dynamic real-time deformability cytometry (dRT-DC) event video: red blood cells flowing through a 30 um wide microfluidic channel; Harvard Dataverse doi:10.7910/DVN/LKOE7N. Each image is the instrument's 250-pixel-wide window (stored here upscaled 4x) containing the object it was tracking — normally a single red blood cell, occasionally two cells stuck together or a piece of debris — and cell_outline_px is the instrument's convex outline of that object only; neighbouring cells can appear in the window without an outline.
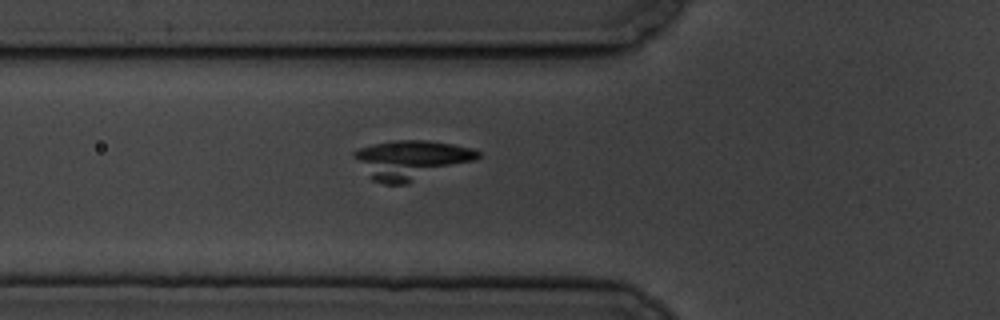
{"species": "common noctule bat (a hibernating species)", "species_latin": "Nyctalus noctula", "temperature_condition": "cold", "stored_images_in_passage": 7, "camera_frame_rate_fps": 3000, "um_per_image_px": 0.085, "animal": {"sex": "male", "body_mass_g": 19.5, "forearm_length_mm": 54.6}, "frame": {"image": 1, "passage_image": 7, "time_ms": 7.667, "image_size_px": [1000, 320], "cell_outline_px": [[480, 156], [476, 160], [408, 184], [384, 184], [372, 180], [352, 156], [352, 152], [360, 148], [392, 140], [424, 140], [452, 144], [472, 148], [480, 152]], "centroid_in_image_um": [34.94, 13.59], "position_along_channel_um": 90.9, "area_um2": 28.21}}